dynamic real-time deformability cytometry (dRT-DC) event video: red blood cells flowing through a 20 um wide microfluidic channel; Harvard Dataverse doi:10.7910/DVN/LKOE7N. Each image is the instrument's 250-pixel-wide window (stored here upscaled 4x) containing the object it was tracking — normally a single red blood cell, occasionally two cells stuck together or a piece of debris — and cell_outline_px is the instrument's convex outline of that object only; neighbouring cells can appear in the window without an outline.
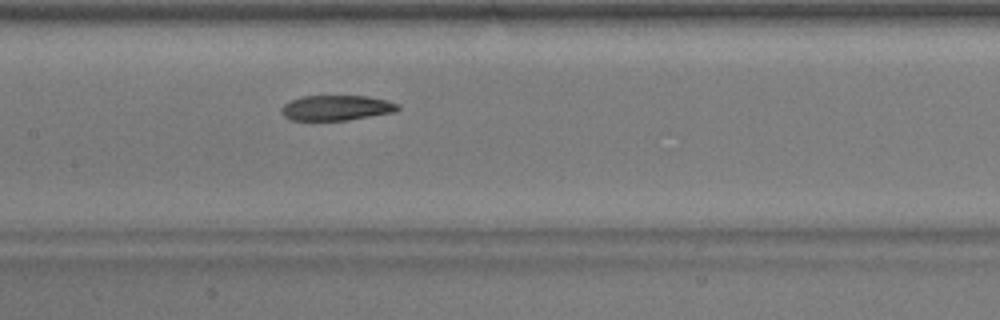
{"species": "common noctule bat (a hibernating species)", "species_latin": "Nyctalus noctula", "temperature_condition": "warm", "stored_images_in_passage": 48, "camera_frame_rate_fps": 3000, "um_per_image_px": 0.085, "animal": {"sex": "male", "body_mass_g": 17.9}, "frame": {"image": 1, "passage_image": 21, "time_ms": 6.667, "image_size_px": [1000, 320], "cell_outline_px": [[400, 108], [396, 112], [348, 120], [292, 120], [284, 116], [280, 112], [280, 108], [284, 104], [292, 100], [304, 96], [364, 96], [384, 100], [400, 104]], "centroid_in_image_um": [28.6, 9.17], "position_along_channel_um": 178.8, "area_um2": 17.05}}
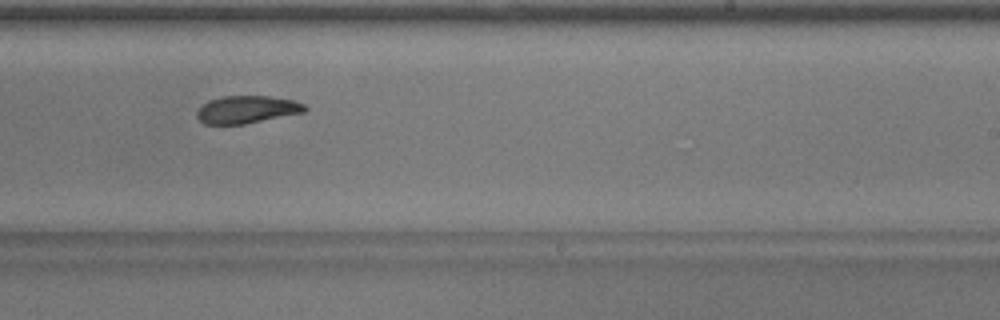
{"frame": {"image": 2, "passage_image": 28, "time_ms": 9.0, "image_size_px": [1000, 320], "cell_outline_px": [[308, 108], [304, 112], [244, 124], [204, 124], [196, 116], [196, 112], [208, 100], [220, 96], [268, 96], [292, 100], [304, 104]], "centroid_in_image_um": [20.96, 9.3], "position_along_channel_um": 268.0, "area_um2": 17.22}}
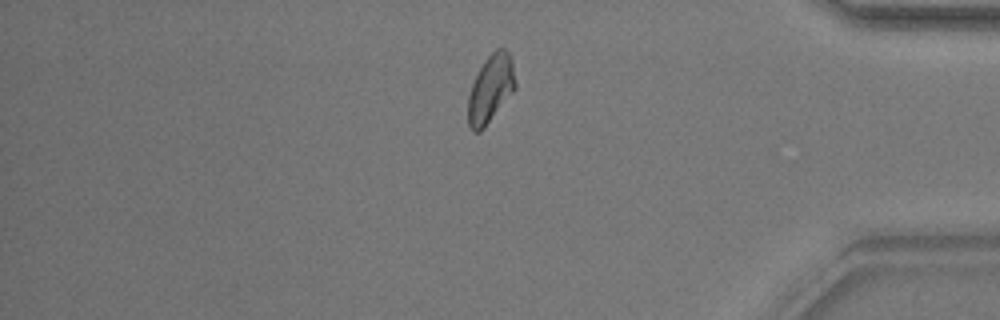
{"frame": {"image": 3, "passage_image": 40, "time_ms": 13.0, "image_size_px": [1000, 320], "cell_outline_px": [[516, 88], [484, 128], [480, 132], [472, 132], [468, 124], [468, 96], [472, 84], [484, 60], [496, 48], [504, 48], [508, 52], [512, 60], [516, 80]], "centroid_in_image_um": [41.71, 7.55], "position_along_channel_um": 393.5, "area_um2": 18.67}, "authors_computed_cell_mechanics": {"area_um2": 18.1492, "velocity_mm_per_s": 3.8368, "shape_relaxation_time_tau1_ms": null, "shape_relaxation_time_tau2_ms": 3.9374, "deformation_change_tau1": null, "deformation_change_tau2": 0.1047}}